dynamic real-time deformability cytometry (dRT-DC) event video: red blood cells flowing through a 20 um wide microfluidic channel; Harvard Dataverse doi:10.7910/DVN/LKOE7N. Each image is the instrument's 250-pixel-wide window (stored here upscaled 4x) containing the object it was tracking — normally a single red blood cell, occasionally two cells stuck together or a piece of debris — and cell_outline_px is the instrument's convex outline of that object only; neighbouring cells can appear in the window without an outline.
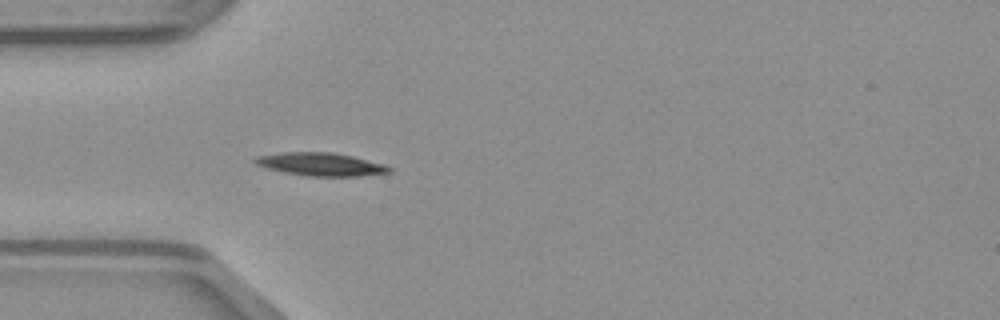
{"species": "common noctule bat (a hibernating species)", "species_latin": "Nyctalus noctula", "temperature_condition": "warm", "stored_images_in_passage": 36, "camera_frame_rate_fps": 3000, "um_per_image_px": 0.085, "animal": {"sex": "male", "body_mass_g": 23.1, "forearm_length_mm": 52.7}, "frame": {"image": 1, "passage_image": 1, "time_ms": 0.0, "image_size_px": [1000, 320], "cell_outline_px": [[392, 172], [360, 176], [308, 176], [284, 172], [268, 168], [256, 164], [252, 160], [256, 156], [280, 152], [332, 152], [352, 156], [384, 164], [392, 168]], "centroid_in_image_um": [27.26, 13.96], "position_along_channel_um": 57.7, "area_um2": 18.03}}
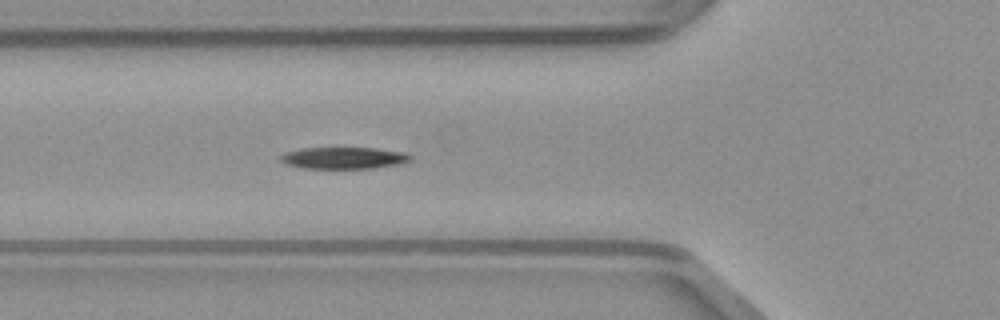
{"frame": {"image": 2, "passage_image": 4, "time_ms": 1.0, "image_size_px": [1000, 320], "cell_outline_px": [[412, 160], [400, 164], [372, 168], [304, 168], [284, 164], [276, 156], [284, 152], [300, 148], [376, 148], [404, 152], [412, 156]], "centroid_in_image_um": [29.17, 13.42], "position_along_channel_um": 96.6, "area_um2": 16.65}}
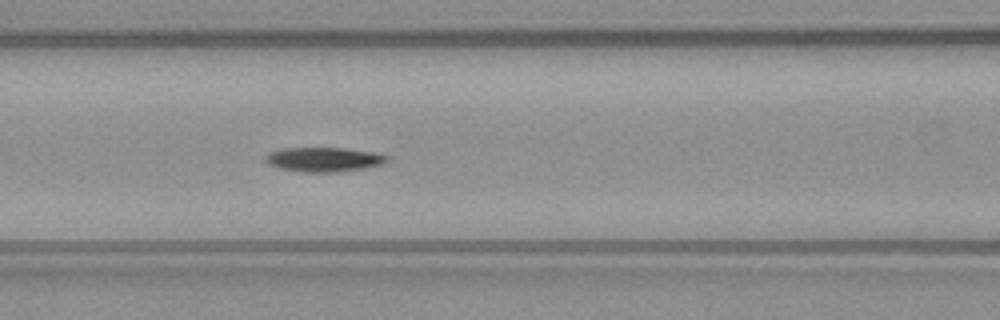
{"frame": {"image": 3, "passage_image": 7, "time_ms": 2.0, "image_size_px": [1000, 320], "cell_outline_px": [[388, 160], [384, 164], [364, 168], [340, 172], [300, 172], [280, 168], [268, 164], [264, 160], [264, 156], [268, 152], [280, 148], [344, 148], [372, 152], [388, 156]], "centroid_in_image_um": [27.48, 13.55], "position_along_channel_um": 139.1, "area_um2": 17.46}}